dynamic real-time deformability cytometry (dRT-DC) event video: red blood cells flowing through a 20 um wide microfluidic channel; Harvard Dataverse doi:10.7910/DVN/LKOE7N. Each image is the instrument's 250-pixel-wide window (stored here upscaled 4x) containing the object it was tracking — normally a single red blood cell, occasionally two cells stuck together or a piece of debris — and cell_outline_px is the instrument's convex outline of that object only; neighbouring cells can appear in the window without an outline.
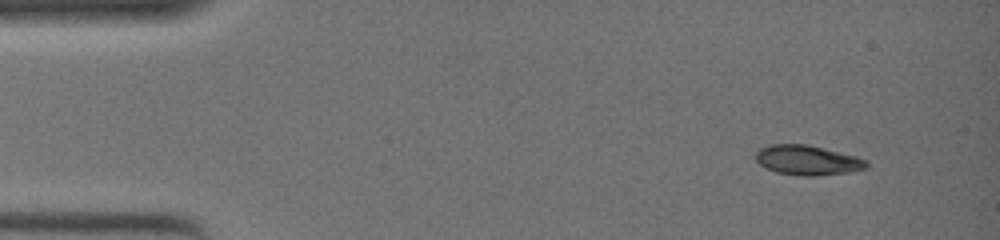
{"species": "common noctule bat (a hibernating species)", "species_latin": "Nyctalus noctula", "temperature_condition": "warm", "stored_images_in_passage": 47, "camera_frame_rate_fps": 3000, "um_per_image_px": 0.085, "animal": {"sex": "female", "body_mass_g": 19.0, "forearm_length_mm": 51.5}, "frame": {"image": 1, "passage_image": 1, "time_ms": 0.0, "image_size_px": [1000, 240], "cell_outline_px": [[868, 168], [848, 172], [816, 176], [804, 176], [776, 172], [764, 168], [756, 160], [756, 152], [760, 148], [772, 144], [808, 144], [856, 156], [868, 160]], "centroid_in_image_um": [68.65, 13.61], "position_along_channel_um": 16.4, "area_um2": 19.31}}
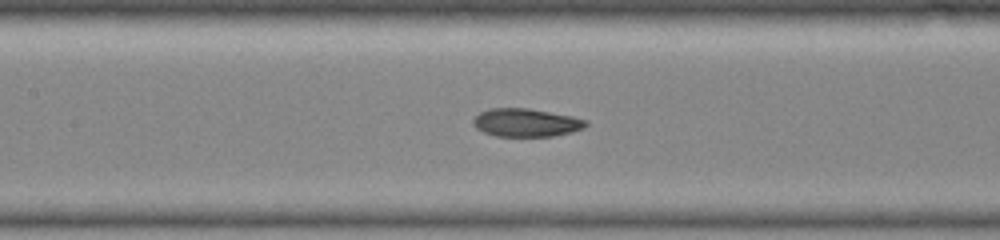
{"frame": {"image": 2, "passage_image": 21, "time_ms": 6.667, "image_size_px": [1000, 240], "cell_outline_px": [[588, 124], [584, 128], [572, 132], [552, 136], [496, 136], [484, 132], [476, 128], [472, 124], [472, 120], [480, 112], [488, 108], [528, 108], [572, 116], [588, 120]], "centroid_in_image_um": [44.71, 10.42], "position_along_channel_um": 162.7, "area_um2": 18.55}}
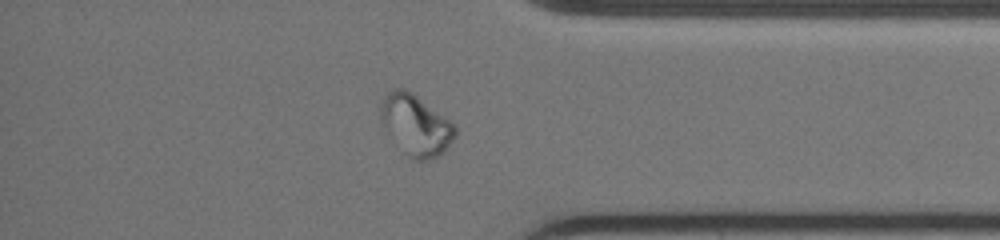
{"frame": {"image": 3, "passage_image": 40, "time_ms": 13.0, "image_size_px": [1000, 240], "cell_outline_px": [[456, 136], [444, 152], [428, 160], [416, 160], [408, 156], [404, 152], [380, 120], [380, 104], [384, 92], [396, 88], [404, 88], [412, 92], [448, 120], [456, 128]], "centroid_in_image_um": [35.32, 10.6], "position_along_channel_um": 399.9, "area_um2": 25.89}, "authors_computed_cell_mechanics": {"area_um2": 19.5364, "velocity_mm_per_s": 3.7917, "shape_relaxation_time_tau1_ms": null, "shape_relaxation_time_tau2_ms": 1.5965, "deformation_change_tau1": null, "deformation_change_tau2": 0.0474}}